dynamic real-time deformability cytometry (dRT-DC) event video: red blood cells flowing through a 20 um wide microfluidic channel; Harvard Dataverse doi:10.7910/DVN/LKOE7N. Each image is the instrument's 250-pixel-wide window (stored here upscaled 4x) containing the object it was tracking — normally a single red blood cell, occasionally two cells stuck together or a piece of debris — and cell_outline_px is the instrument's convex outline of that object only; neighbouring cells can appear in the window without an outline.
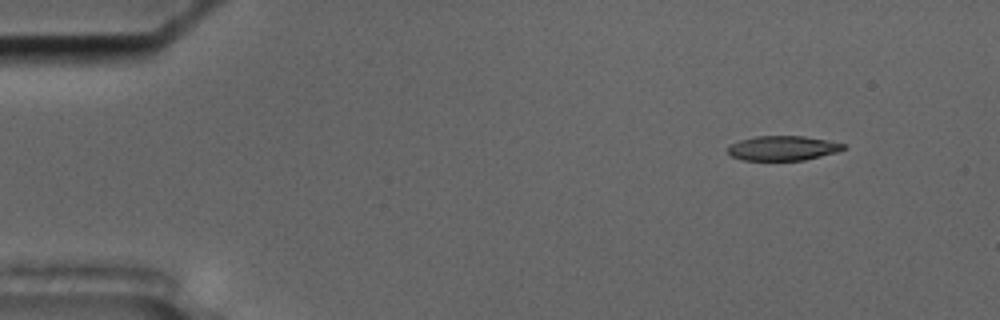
{"species": "common noctule bat (a hibernating species)", "species_latin": "Nyctalus noctula", "temperature_condition": "cold", "stored_images_in_passage": 56, "camera_frame_rate_fps": 3000, "um_per_image_px": 0.085, "animal": {"sex": "male", "body_mass_g": 17.5, "forearm_length_mm": 52.3}, "frame": {"image": 1, "passage_image": 6, "time_ms": 1.667, "image_size_px": [1000, 320], "cell_outline_px": [[844, 148], [836, 152], [804, 160], [744, 160], [732, 156], [728, 152], [728, 148], [732, 144], [740, 140], [756, 136], [804, 136], [828, 140], [844, 144]], "centroid_in_image_um": [66.53, 12.59], "position_along_channel_um": 18.5, "area_um2": 16.36}}
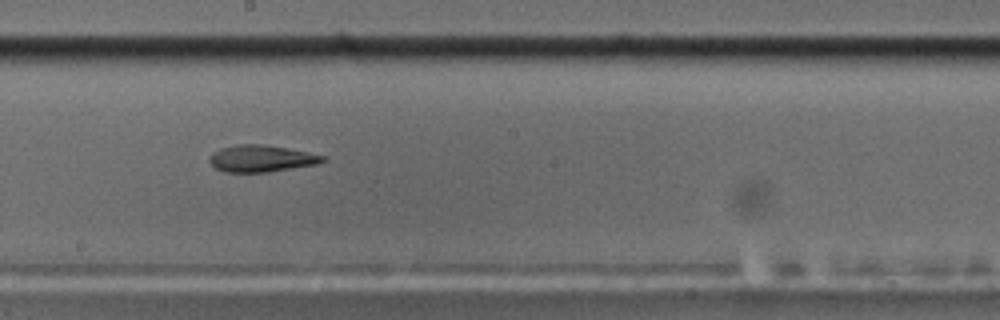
{"frame": {"image": 2, "passage_image": 31, "time_ms": 10.0, "image_size_px": [1000, 320], "cell_outline_px": [[328, 160], [316, 164], [268, 172], [224, 172], [216, 168], [208, 160], [212, 152], [220, 148], [236, 144], [260, 144], [284, 148], [324, 156]], "centroid_in_image_um": [22.15, 13.48], "position_along_channel_um": 226.0, "area_um2": 17.46}}
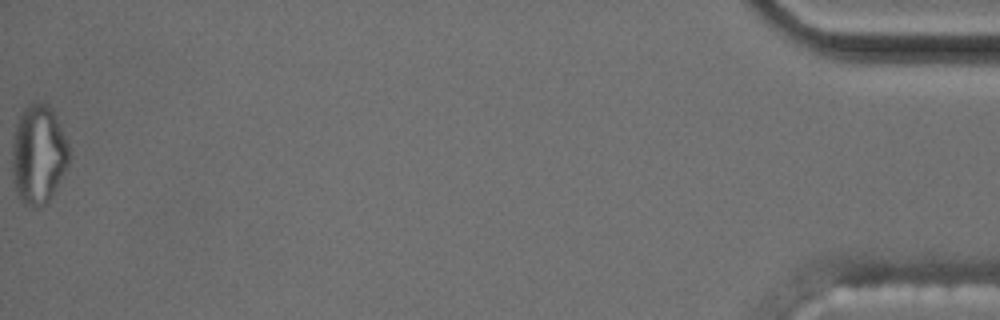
{"frame": {"image": 3, "passage_image": 56, "time_ms": 18.333, "image_size_px": [1000, 320], "cell_outline_px": [[68, 164], [48, 200], [44, 204], [36, 208], [24, 204], [20, 200], [16, 192], [12, 176], [12, 144], [16, 124], [24, 108], [28, 104], [44, 104], [56, 116], [68, 144]], "centroid_in_image_um": [3.22, 13.16], "position_along_channel_um": 432.0, "area_um2": 32.25}, "authors_computed_cell_mechanics": {"area_um2": 18.207, "velocity_mm_per_s": 3.635, "shape_relaxation_time_tau1_ms": null, "shape_relaxation_time_tau2_ms": 4.304, "deformation_change_tau1": null, "deformation_change_tau2": 0.1316}}